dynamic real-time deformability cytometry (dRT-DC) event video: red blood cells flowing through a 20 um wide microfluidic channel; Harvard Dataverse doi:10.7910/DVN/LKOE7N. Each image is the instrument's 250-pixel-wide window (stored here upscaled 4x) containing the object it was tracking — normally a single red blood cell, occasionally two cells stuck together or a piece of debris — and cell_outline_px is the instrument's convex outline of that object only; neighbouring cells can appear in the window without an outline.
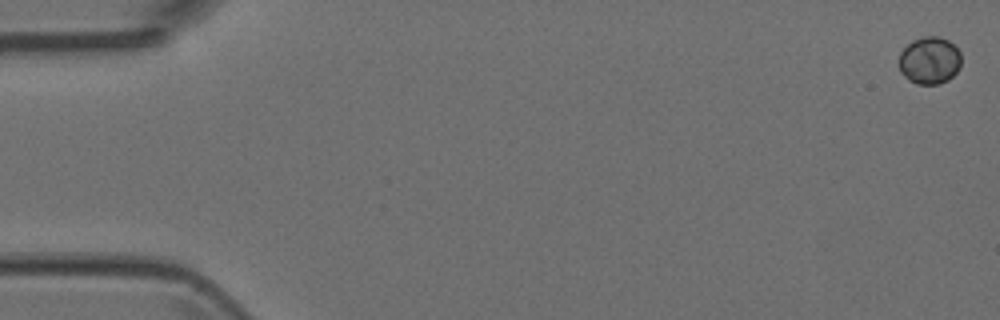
{"species": "Egyptian fruit bat (a non-hibernating species)", "species_latin": "Rousettus aegyptiacus", "temperature_condition": "room temperature", "stored_images_in_passage": 5, "camera_frame_rate_fps": 3000, "um_per_image_px": 0.085, "animal": {"sex": "female"}, "frame": {"image": 1, "passage_image": 1, "time_ms": 0.0, "image_size_px": [1000, 320], "cell_outline_px": [[960, 68], [948, 80], [936, 84], [916, 84], [908, 80], [900, 72], [900, 52], [912, 40], [924, 36], [940, 36], [948, 40], [960, 52]], "centroid_in_image_um": [79.01, 5.13], "position_along_channel_um": 6.0, "area_um2": 17.17}}
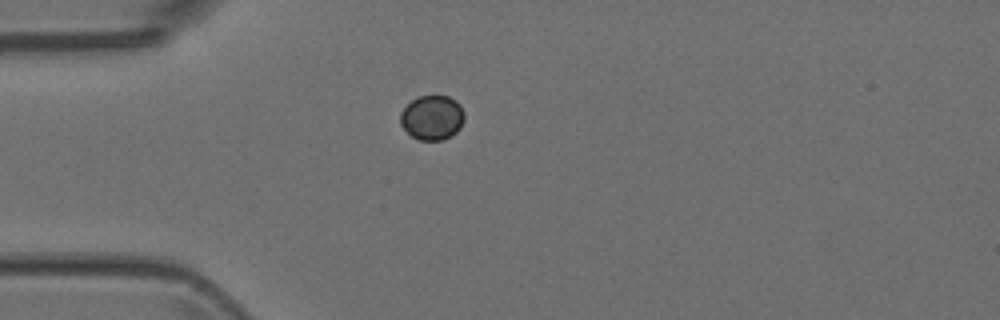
{"frame": {"image": 2, "passage_image": 5, "time_ms": 1.333, "image_size_px": [1000, 320], "cell_outline_px": [[464, 120], [460, 128], [456, 132], [440, 140], [420, 140], [412, 136], [400, 124], [400, 112], [412, 100], [420, 96], [448, 96], [456, 100], [460, 104], [464, 112]], "centroid_in_image_um": [36.74, 9.98], "position_along_channel_um": 48.3, "area_um2": 16.53}}